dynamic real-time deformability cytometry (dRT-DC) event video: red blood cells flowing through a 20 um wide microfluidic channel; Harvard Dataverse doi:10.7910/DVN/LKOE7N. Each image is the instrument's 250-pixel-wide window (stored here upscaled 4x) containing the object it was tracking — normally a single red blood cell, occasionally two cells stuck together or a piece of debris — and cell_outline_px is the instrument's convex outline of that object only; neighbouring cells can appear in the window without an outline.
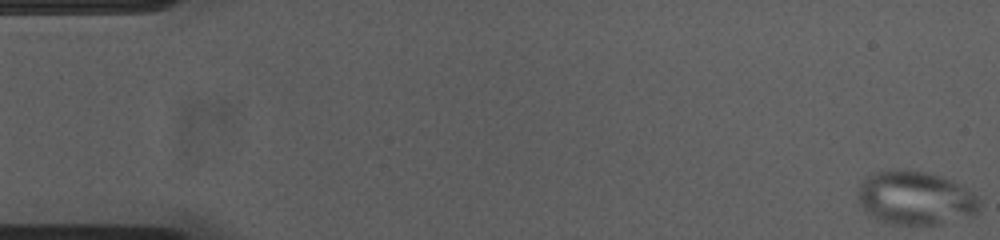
{"species": "common noctule bat (a hibernating species)", "species_latin": "Nyctalus noctula", "temperature_condition": "cold", "stored_images_in_passage": 55, "camera_frame_rate_fps": 3000, "um_per_image_px": 0.085, "animal": {"sex": "female", "body_mass_g": 23.0, "forearm_length_mm": 53.4}, "frame": {"image": 1, "passage_image": 1, "time_ms": 0.0, "image_size_px": [1000, 240], "cell_outline_px": [[980, 204], [976, 212], [972, 216], [940, 224], [888, 224], [864, 212], [860, 204], [860, 184], [868, 176], [876, 172], [892, 168], [904, 168], [944, 176], [960, 184], [972, 192], [976, 196]], "centroid_in_image_um": [77.82, 16.81], "position_along_channel_um": 7.2, "area_um2": 38.15}}
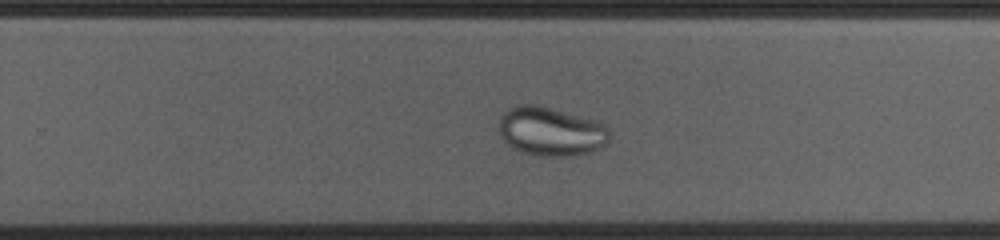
{"frame": {"image": 2, "passage_image": 35, "time_ms": 11.333, "image_size_px": [1000, 240], "cell_outline_px": [[608, 140], [604, 144], [588, 152], [572, 156], [540, 156], [524, 152], [508, 144], [500, 136], [500, 116], [508, 108], [516, 104], [540, 104], [596, 120], [604, 124], [608, 128]], "centroid_in_image_um": [46.8, 11.13], "position_along_channel_um": 283.0, "area_um2": 31.44}}
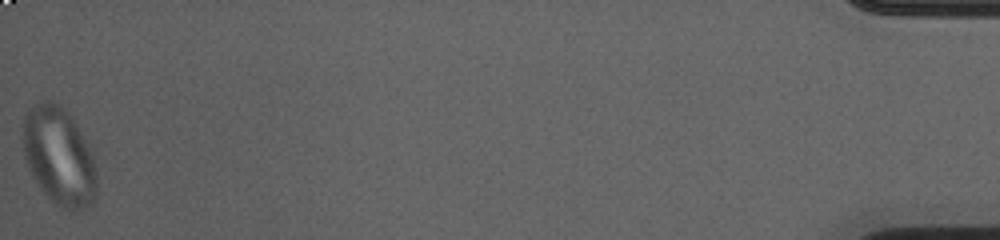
{"frame": {"image": 3, "passage_image": 55, "time_ms": 18.0, "image_size_px": [1000, 240], "cell_outline_px": [[96, 196], [88, 204], [72, 212], [60, 208], [44, 192], [28, 168], [24, 156], [24, 116], [40, 100], [52, 100], [60, 104], [68, 112], [76, 124], [88, 144], [92, 152], [96, 172]], "centroid_in_image_um": [5.03, 13.26], "position_along_channel_um": 430.2, "area_um2": 41.73}}